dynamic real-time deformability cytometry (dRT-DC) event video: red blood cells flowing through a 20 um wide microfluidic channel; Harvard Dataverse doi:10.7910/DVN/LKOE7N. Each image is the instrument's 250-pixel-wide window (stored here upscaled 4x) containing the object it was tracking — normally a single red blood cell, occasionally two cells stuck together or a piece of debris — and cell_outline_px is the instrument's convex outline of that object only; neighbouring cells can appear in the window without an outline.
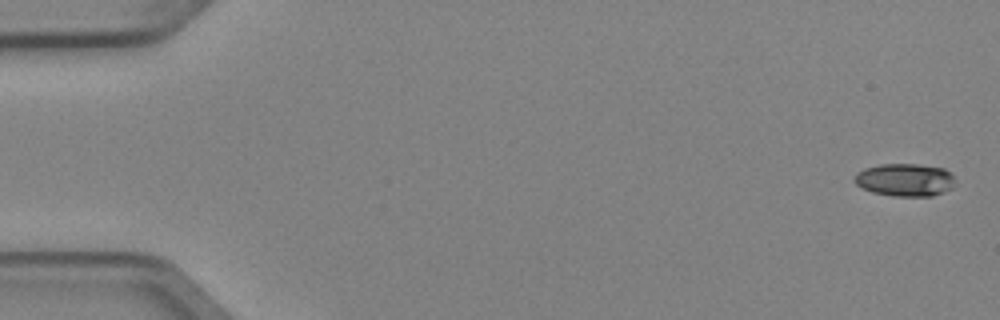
{"species": "Egyptian fruit bat (a non-hibernating species)", "species_latin": "Rousettus aegyptiacus", "temperature_condition": "cold", "stored_images_in_passage": 4, "camera_frame_rate_fps": 3000, "um_per_image_px": 0.085, "animal": {"sex": "female"}, "frame": {"image": 1, "passage_image": 1, "time_ms": 0.0, "image_size_px": [1000, 320], "cell_outline_px": [[952, 188], [944, 192], [932, 196], [892, 196], [872, 192], [856, 184], [852, 180], [856, 172], [864, 168], [880, 164], [920, 164], [944, 168], [952, 176]], "centroid_in_image_um": [76.87, 15.28], "position_along_channel_um": 8.1, "area_um2": 19.25}}
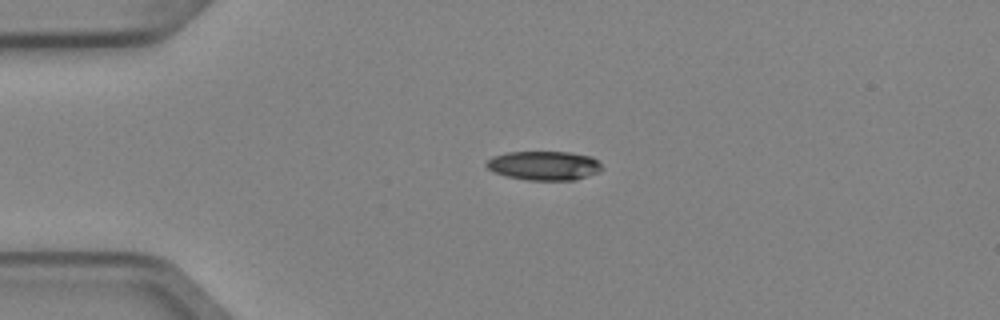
{"frame": {"image": 2, "passage_image": 4, "time_ms": 1.0, "image_size_px": [1000, 320], "cell_outline_px": [[604, 168], [600, 172], [576, 180], [528, 180], [508, 176], [496, 172], [488, 168], [484, 164], [492, 156], [508, 152], [568, 152], [592, 156]], "centroid_in_image_um": [46.28, 14.07], "position_along_channel_um": 38.7, "area_um2": 19.59}}